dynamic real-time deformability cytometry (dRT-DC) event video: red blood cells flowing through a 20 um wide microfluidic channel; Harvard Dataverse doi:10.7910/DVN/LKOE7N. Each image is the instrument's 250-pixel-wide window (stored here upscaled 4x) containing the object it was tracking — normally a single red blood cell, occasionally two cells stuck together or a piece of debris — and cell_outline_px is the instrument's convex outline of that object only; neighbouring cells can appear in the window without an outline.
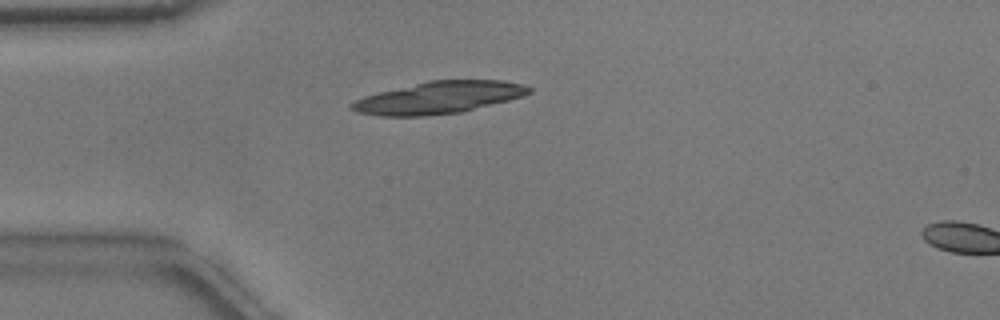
{"species": "common noctule bat (a hibernating species)", "species_latin": "Nyctalus noctula", "temperature_condition": "warm", "stored_images_in_passage": 15, "camera_frame_rate_fps": 3000, "um_per_image_px": 0.085, "animal": {"sex": "male", "body_mass_g": 17.9}, "frame": {"image": 1, "passage_image": 13, "time_ms": 4.0, "image_size_px": [1000, 320], "cell_outline_px": [[532, 92], [524, 96], [460, 112], [424, 116], [380, 116], [356, 112], [352, 108], [352, 104], [356, 100], [364, 96], [428, 80], [500, 80], [524, 84], [532, 88]], "centroid_in_image_um": [37.33, 8.29], "position_along_channel_um": 47.7, "area_um2": 32.89}}